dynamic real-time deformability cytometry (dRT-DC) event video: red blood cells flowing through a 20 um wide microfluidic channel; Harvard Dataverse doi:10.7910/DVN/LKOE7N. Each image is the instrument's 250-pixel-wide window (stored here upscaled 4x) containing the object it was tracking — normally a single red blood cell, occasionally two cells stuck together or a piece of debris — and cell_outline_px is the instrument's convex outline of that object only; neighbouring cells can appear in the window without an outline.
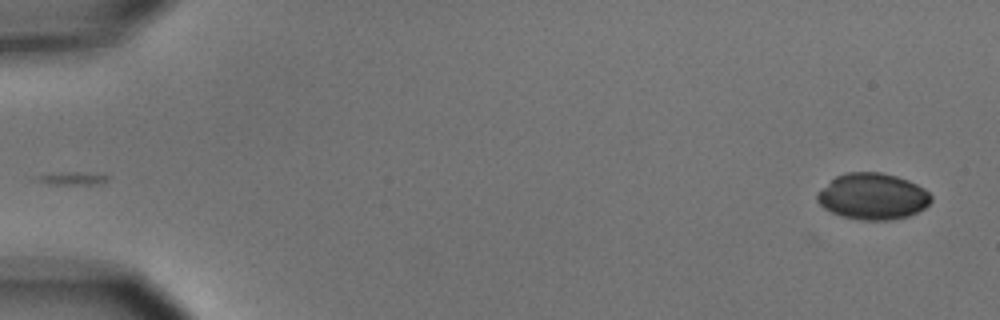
{"species": "common noctule bat (a hibernating species)", "species_latin": "Nyctalus noctula", "temperature_condition": "cold", "stored_images_in_passage": 4, "camera_frame_rate_fps": 3000, "um_per_image_px": 0.085, "animal": {"sex": "male", "body_mass_g": 15.6}, "frame": {"image": 1, "passage_image": 4, "time_ms": 4.667, "image_size_px": [1000, 320], "cell_outline_px": [[932, 200], [924, 208], [908, 216], [892, 220], [860, 220], [840, 216], [824, 208], [816, 200], [816, 192], [836, 176], [848, 172], [880, 172], [896, 176], [908, 180], [924, 188], [932, 196]], "centroid_in_image_um": [74.16, 16.7], "position_along_channel_um": 10.8, "area_um2": 30.81}}